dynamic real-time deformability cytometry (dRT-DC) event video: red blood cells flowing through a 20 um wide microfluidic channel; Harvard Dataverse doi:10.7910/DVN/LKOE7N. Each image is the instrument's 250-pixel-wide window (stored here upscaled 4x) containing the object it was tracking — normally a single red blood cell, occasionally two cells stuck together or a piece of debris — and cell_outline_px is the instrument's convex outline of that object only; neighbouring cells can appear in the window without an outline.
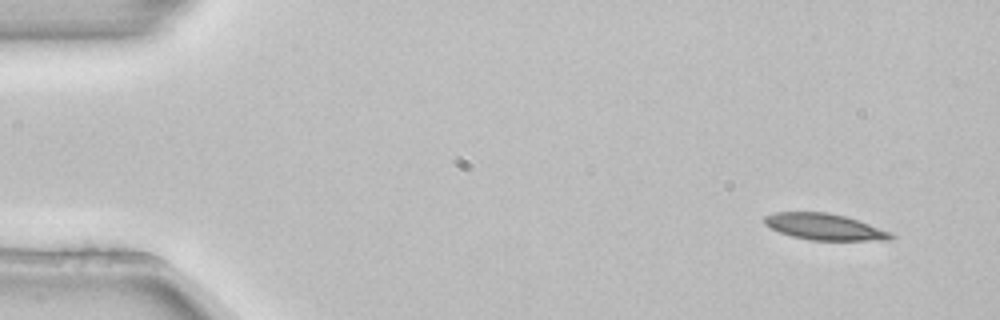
{"species": "common noctule bat (a hibernating species)", "species_latin": "Nyctalus noctula", "temperature_condition": "room temperature", "stored_images_in_passage": 4, "camera_frame_rate_fps": 3000, "um_per_image_px": 0.085, "animal": {"sex": "female", "body_mass_g": 22.7, "forearm_length_mm": 54.2}, "frame": {"image": 1, "passage_image": 1, "time_ms": 0.0, "image_size_px": [1000, 320], "cell_outline_px": [[896, 236], [892, 240], [812, 240], [792, 236], [780, 232], [764, 224], [764, 216], [776, 212], [828, 212], [844, 216], [892, 232]], "centroid_in_image_um": [70.1, 19.28], "position_along_channel_um": 14.9, "area_um2": 19.25}}
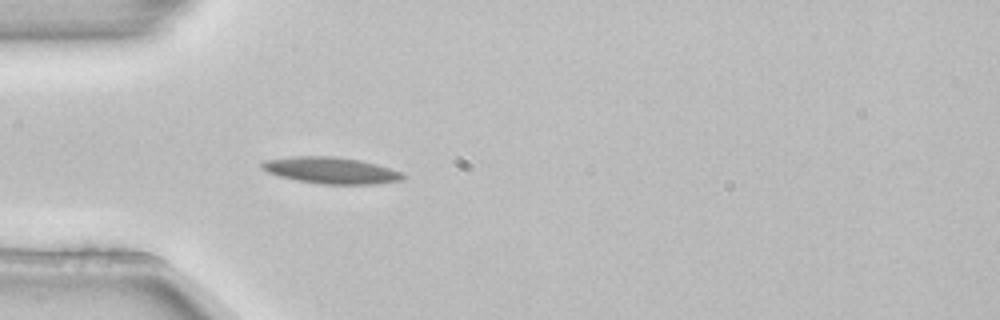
{"frame": {"image": 2, "passage_image": 4, "time_ms": 1.0, "image_size_px": [1000, 320], "cell_outline_px": [[408, 176], [404, 180], [376, 184], [320, 184], [296, 180], [280, 176], [268, 172], [260, 168], [260, 164], [264, 160], [292, 156], [332, 156], [360, 160], [376, 164], [400, 172]], "centroid_in_image_um": [28.13, 14.48], "position_along_channel_um": 56.9, "area_um2": 21.85}}